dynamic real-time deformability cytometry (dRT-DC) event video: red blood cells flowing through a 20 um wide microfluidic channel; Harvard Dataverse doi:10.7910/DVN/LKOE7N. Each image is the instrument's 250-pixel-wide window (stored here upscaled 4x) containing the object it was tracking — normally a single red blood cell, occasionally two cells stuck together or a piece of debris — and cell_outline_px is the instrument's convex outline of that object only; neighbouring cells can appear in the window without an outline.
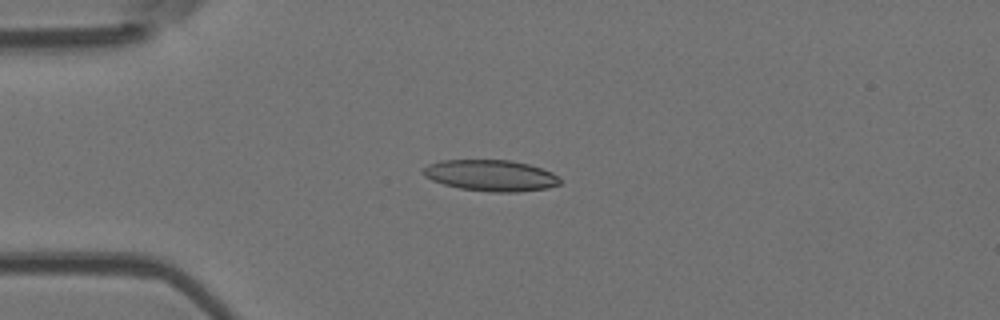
{"species": "Egyptian fruit bat (a non-hibernating species)", "species_latin": "Rousettus aegyptiacus", "temperature_condition": "room temperature", "stored_images_in_passage": 6, "camera_frame_rate_fps": 3000, "um_per_image_px": 0.085, "animal": {"sex": "female"}, "frame": {"image": 1, "passage_image": 4, "time_ms": 3.333, "image_size_px": [1000, 320], "cell_outline_px": [[560, 184], [548, 188], [516, 192], [492, 192], [460, 188], [444, 184], [432, 180], [424, 176], [420, 172], [428, 164], [440, 160], [508, 160], [528, 164], [552, 172], [560, 180]], "centroid_in_image_um": [41.68, 14.91], "position_along_channel_um": 43.3, "area_um2": 24.8}}
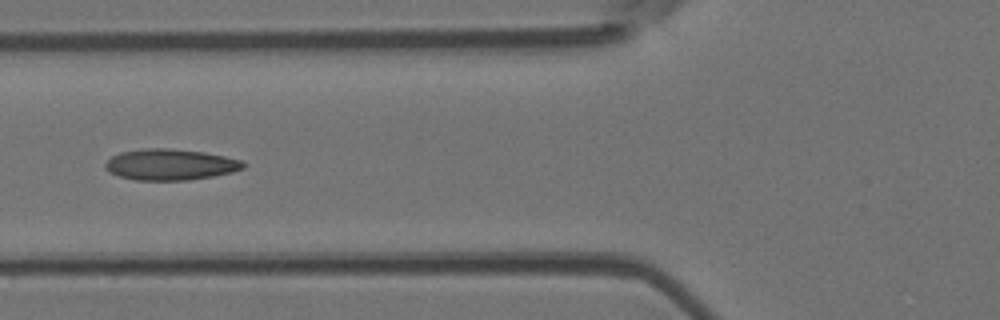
{"frame": {"image": 2, "passage_image": 6, "time_ms": 5.667, "image_size_px": [1000, 320], "cell_outline_px": [[244, 168], [232, 172], [212, 176], [188, 180], [136, 180], [120, 176], [108, 172], [104, 168], [104, 164], [112, 156], [120, 152], [144, 148], [172, 148], [204, 152], [224, 156], [240, 160], [244, 164]], "centroid_in_image_um": [14.44, 13.98], "position_along_channel_um": 111.4, "area_um2": 24.97}}